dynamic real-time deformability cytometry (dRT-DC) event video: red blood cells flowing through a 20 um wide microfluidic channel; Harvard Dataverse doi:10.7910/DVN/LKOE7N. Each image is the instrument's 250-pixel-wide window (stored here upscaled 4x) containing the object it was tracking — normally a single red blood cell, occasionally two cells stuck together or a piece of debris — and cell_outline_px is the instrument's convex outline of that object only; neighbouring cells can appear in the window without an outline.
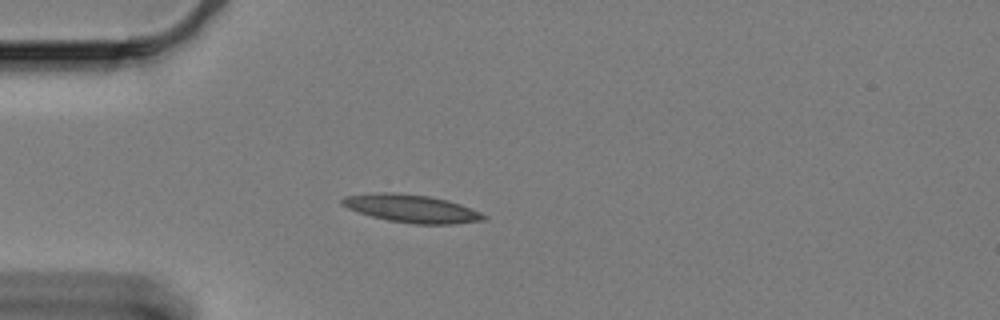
{"species": "Egyptian fruit bat (a non-hibernating species)", "species_latin": "Rousettus aegyptiacus", "temperature_condition": "cold", "stored_images_in_passage": 18, "camera_frame_rate_fps": 3000, "um_per_image_px": 0.085, "animal": {"sex": "female"}, "frame": {"image": 1, "passage_image": 1, "time_ms": 0.0, "image_size_px": [1000, 320], "cell_outline_px": [[488, 216], [484, 220], [452, 224], [416, 224], [388, 220], [372, 216], [348, 208], [340, 204], [340, 200], [344, 196], [380, 192], [396, 192], [428, 196], [448, 200], [460, 204], [480, 212]], "centroid_in_image_um": [34.98, 17.72], "position_along_channel_um": 50.0, "area_um2": 22.89}}
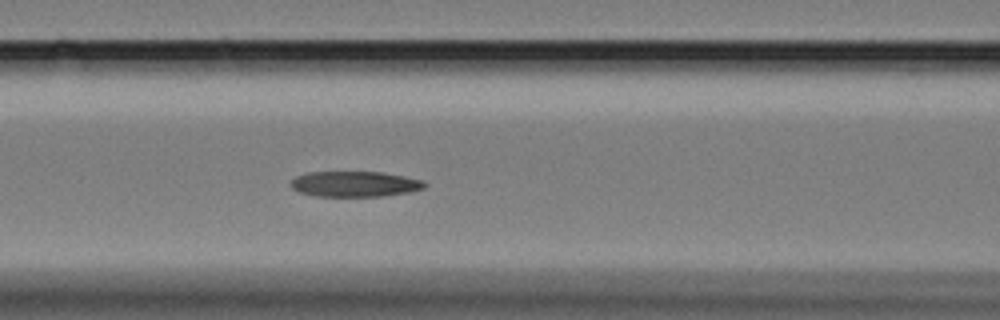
{"frame": {"image": 2, "passage_image": 10, "time_ms": 3.0, "image_size_px": [1000, 320], "cell_outline_px": [[428, 184], [424, 188], [408, 192], [384, 196], [316, 196], [300, 192], [292, 188], [288, 184], [296, 176], [308, 172], [384, 172], [404, 176], [420, 180]], "centroid_in_image_um": [30.14, 15.64], "position_along_channel_um": 136.5, "area_um2": 19.88}}
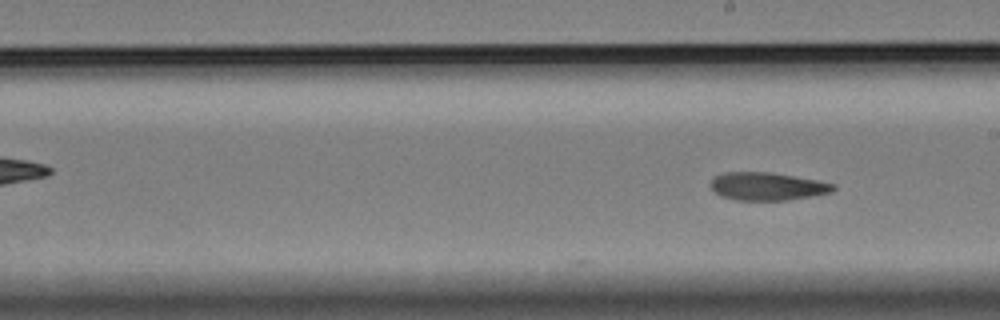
{"frame": {"image": 3, "passage_image": 18, "time_ms": 5.667, "image_size_px": [1000, 320], "cell_outline_px": [[836, 188], [832, 192], [812, 196], [788, 200], [736, 200], [720, 196], [712, 188], [712, 176], [724, 172], [772, 172], [816, 180], [836, 184]], "centroid_in_image_um": [65.23, 15.83], "position_along_channel_um": 223.8, "area_um2": 20.0}}